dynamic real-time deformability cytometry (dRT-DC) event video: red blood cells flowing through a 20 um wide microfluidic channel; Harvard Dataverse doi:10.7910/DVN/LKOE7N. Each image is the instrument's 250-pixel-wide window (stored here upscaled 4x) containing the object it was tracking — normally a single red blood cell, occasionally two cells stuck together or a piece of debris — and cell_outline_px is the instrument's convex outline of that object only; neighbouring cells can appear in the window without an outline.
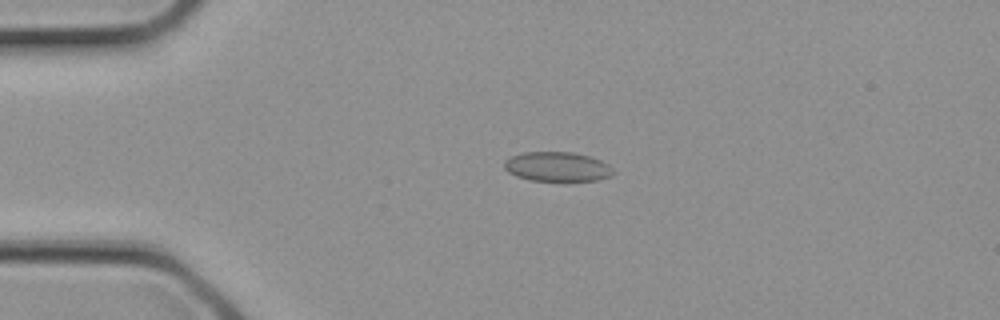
{"species": "common noctule bat (a hibernating species)", "species_latin": "Nyctalus noctula", "temperature_condition": "cold", "stored_images_in_passage": 2, "camera_frame_rate_fps": 3000, "um_per_image_px": 0.085, "animal": {"sex": "female", "body_mass_g": 21.9}, "frame": {"image": 1, "passage_image": 2, "time_ms": 0.333, "image_size_px": [1000, 320], "cell_outline_px": [[616, 172], [608, 176], [596, 180], [564, 184], [528, 180], [516, 176], [508, 172], [504, 168], [504, 160], [508, 156], [524, 152], [572, 152], [588, 156], [600, 160], [608, 164]], "centroid_in_image_um": [47.34, 14.22], "position_along_channel_um": 37.7, "area_um2": 19.65}}